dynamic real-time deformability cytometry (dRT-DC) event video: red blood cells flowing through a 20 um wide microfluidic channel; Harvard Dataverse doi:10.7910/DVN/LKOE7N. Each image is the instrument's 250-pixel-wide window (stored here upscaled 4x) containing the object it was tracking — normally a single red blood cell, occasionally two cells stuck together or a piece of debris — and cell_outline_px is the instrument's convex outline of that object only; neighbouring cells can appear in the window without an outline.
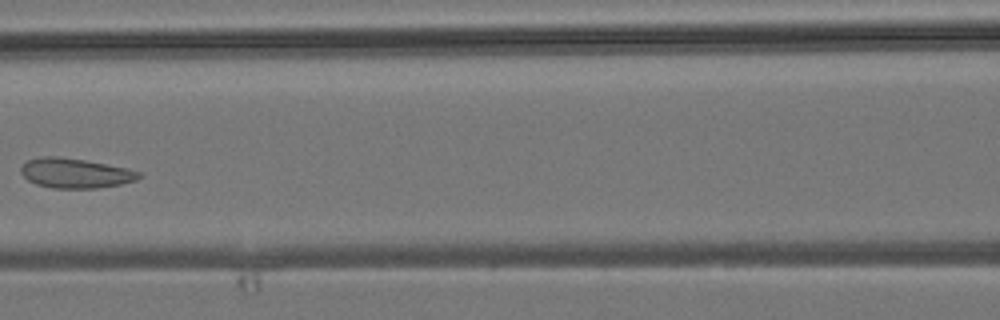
{"species": "common noctule bat (a hibernating species)", "species_latin": "Nyctalus noctula", "temperature_condition": "room temperature", "stored_images_in_passage": 4, "camera_frame_rate_fps": 3000, "um_per_image_px": 0.085, "animal": {"sex": "male", "body_mass_g": 19.2, "forearm_length_mm": 51.8}, "frame": {"image": 1, "passage_image": 4, "time_ms": 3.333, "image_size_px": [1000, 320], "cell_outline_px": [[140, 176], [136, 180], [120, 184], [96, 188], [52, 188], [36, 184], [28, 180], [20, 172], [20, 168], [28, 160], [40, 156], [56, 156], [84, 160], [128, 168], [140, 172]], "centroid_in_image_um": [6.38, 14.71], "position_along_channel_um": 160.2, "area_um2": 20.35}}